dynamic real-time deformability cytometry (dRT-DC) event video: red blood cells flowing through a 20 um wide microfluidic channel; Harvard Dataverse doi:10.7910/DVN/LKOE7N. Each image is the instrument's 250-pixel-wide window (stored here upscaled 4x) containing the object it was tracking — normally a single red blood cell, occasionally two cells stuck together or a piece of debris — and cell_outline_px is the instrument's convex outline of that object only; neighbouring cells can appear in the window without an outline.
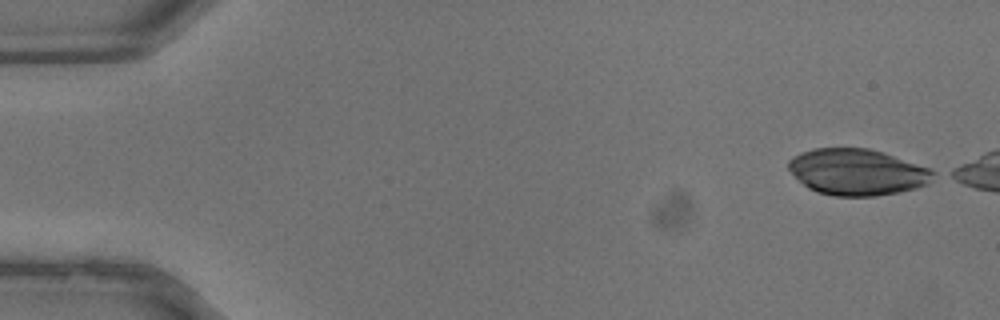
{"species": "common noctule bat (a hibernating species)", "species_latin": "Nyctalus noctula", "temperature_condition": "warm", "stored_images_in_passage": 15, "camera_frame_rate_fps": 3000, "um_per_image_px": 0.085, "animal": {"sex": "male", "body_mass_g": 13.3}, "frame": {"image": 1, "passage_image": 1, "time_ms": 0.0, "image_size_px": [1000, 320], "cell_outline_px": [[936, 172], [928, 184], [916, 188], [876, 196], [836, 196], [816, 192], [808, 188], [788, 168], [788, 160], [792, 156], [800, 152], [812, 148], [868, 148], [884, 152], [932, 168]], "centroid_in_image_um": [72.88, 14.61], "position_along_channel_um": 12.1, "area_um2": 39.19}}